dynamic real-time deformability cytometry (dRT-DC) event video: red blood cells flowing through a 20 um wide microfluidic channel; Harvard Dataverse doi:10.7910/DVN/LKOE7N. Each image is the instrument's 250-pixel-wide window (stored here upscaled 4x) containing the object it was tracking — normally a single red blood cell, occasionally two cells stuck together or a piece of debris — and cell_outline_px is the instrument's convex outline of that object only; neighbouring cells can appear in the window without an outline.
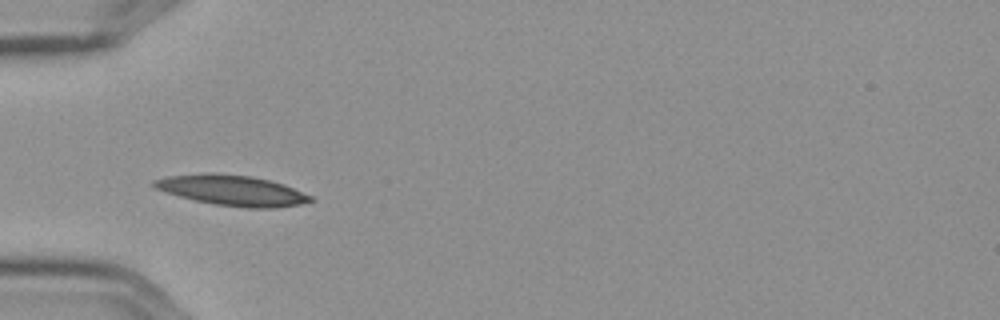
{"species": "Egyptian fruit bat (a non-hibernating species)", "species_latin": "Rousettus aegyptiacus", "temperature_condition": "cold", "stored_images_in_passage": 7, "camera_frame_rate_fps": 3000, "um_per_image_px": 0.085, "frame": {"image": 1, "passage_image": 4, "time_ms": 1.0, "image_size_px": [1000, 320], "cell_outline_px": [[316, 200], [300, 204], [276, 208], [244, 208], [212, 204], [164, 192], [156, 188], [152, 184], [152, 180], [168, 176], [212, 172], [248, 176], [268, 180], [284, 184], [312, 196]], "centroid_in_image_um": [19.74, 16.19], "position_along_channel_um": 65.3, "area_um2": 27.74}}
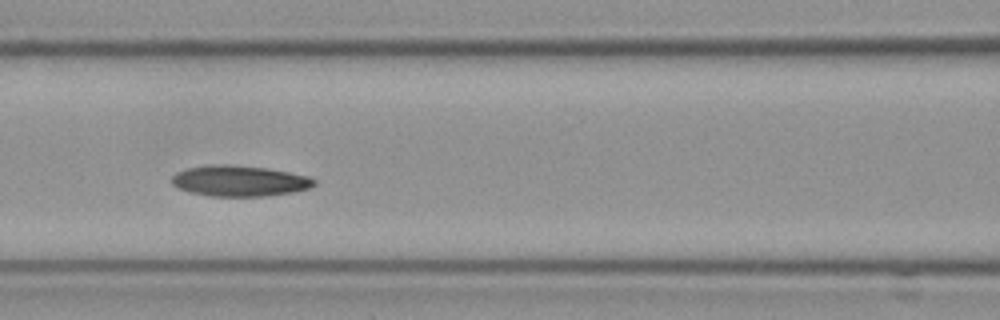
{"frame": {"image": 2, "passage_image": 6, "time_ms": 1.667, "image_size_px": [1000, 320], "cell_outline_px": [[316, 184], [308, 188], [292, 192], [268, 196], [208, 196], [188, 192], [172, 184], [172, 176], [176, 172], [188, 168], [208, 164], [228, 164], [268, 168], [308, 176], [316, 180]], "centroid_in_image_um": [20.34, 15.37], "position_along_channel_um": 146.3, "area_um2": 25.66}}
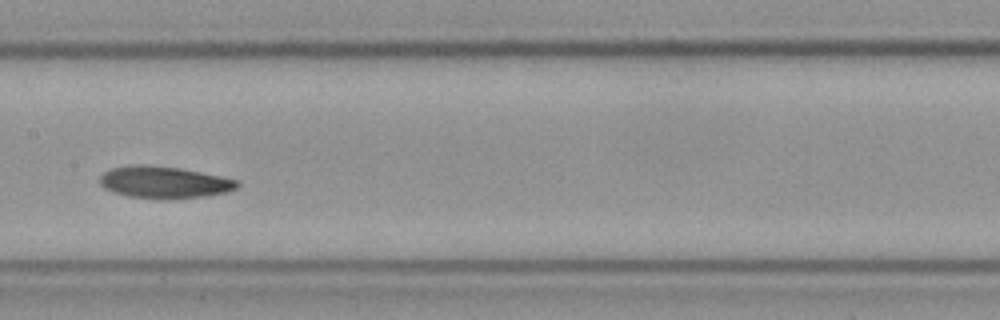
{"frame": {"image": 3, "passage_image": 7, "time_ms": 2.0, "image_size_px": [1000, 320], "cell_outline_px": [[240, 184], [236, 188], [228, 192], [204, 196], [164, 200], [160, 200], [128, 196], [112, 192], [104, 188], [100, 184], [100, 176], [104, 172], [112, 168], [132, 164], [144, 164], [180, 168], [220, 176], [236, 180]], "centroid_in_image_um": [13.92, 15.5], "position_along_channel_um": 193.5, "area_um2": 25.78}}